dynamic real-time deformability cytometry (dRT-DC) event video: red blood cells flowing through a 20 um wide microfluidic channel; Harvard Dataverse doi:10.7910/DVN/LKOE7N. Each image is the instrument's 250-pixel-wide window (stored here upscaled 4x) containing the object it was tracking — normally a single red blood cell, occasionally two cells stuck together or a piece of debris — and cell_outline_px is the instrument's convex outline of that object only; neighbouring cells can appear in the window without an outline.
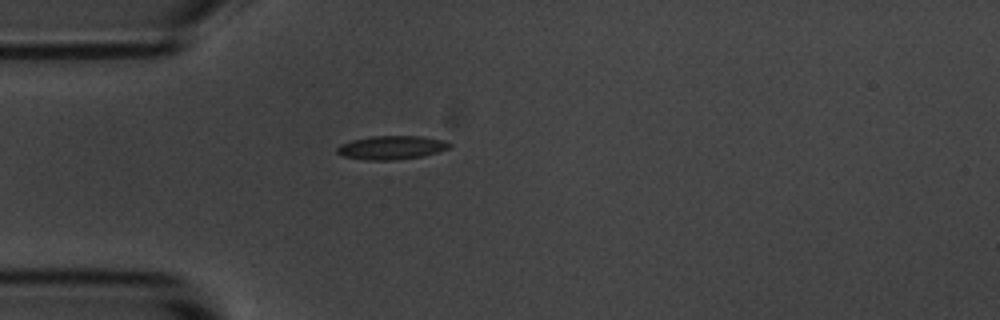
{"species": "common noctule bat (a hibernating species)", "species_latin": "Nyctalus noctula", "temperature_condition": "room temperature", "stored_images_in_passage": 1, "camera_frame_rate_fps": 3000, "um_per_image_px": 0.085, "animal": {"sex": "male", "body_mass_g": 20.1, "forearm_length_mm": 53.5}, "frame": {"image": 1, "passage_image": 1, "time_ms": 0.0, "image_size_px": [1000, 320], "cell_outline_px": [[452, 144], [448, 148], [436, 152], [420, 156], [392, 160], [368, 160], [344, 156], [336, 152], [336, 148], [340, 144], [352, 140], [372, 136], [420, 136], [444, 140]], "centroid_in_image_um": [33.25, 12.53], "position_along_channel_um": 51.8, "area_um2": 15.26}}